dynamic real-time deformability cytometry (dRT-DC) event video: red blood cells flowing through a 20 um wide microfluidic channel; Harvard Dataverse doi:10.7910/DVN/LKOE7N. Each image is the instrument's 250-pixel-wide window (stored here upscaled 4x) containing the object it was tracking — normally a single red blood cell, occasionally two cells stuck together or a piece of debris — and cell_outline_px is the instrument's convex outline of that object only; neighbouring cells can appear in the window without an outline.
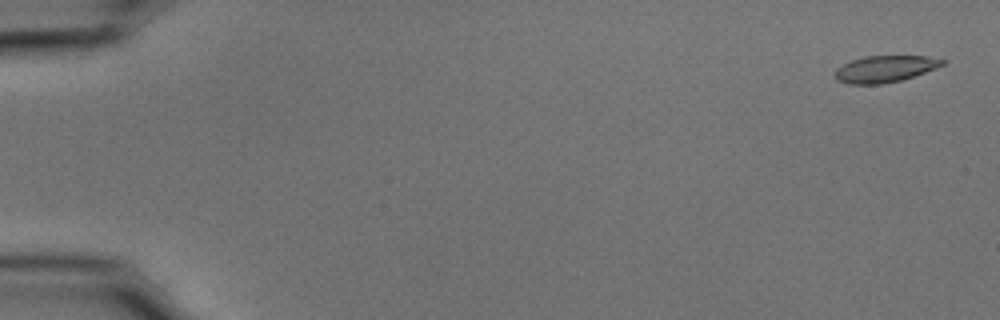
{"species": "common noctule bat (a hibernating species)", "species_latin": "Nyctalus noctula", "temperature_condition": "cold", "stored_images_in_passage": 55, "camera_frame_rate_fps": 3000, "um_per_image_px": 0.085, "animal": {"sex": "male", "body_mass_g": 15.6}, "frame": {"image": 1, "passage_image": 2, "time_ms": 0.333, "image_size_px": [1000, 320], "cell_outline_px": [[944, 64], [936, 68], [900, 80], [880, 84], [848, 84], [836, 80], [836, 68], [852, 60], [864, 56], [928, 56], [944, 60]], "centroid_in_image_um": [75.19, 5.85], "position_along_channel_um": 9.8, "area_um2": 16.42}}
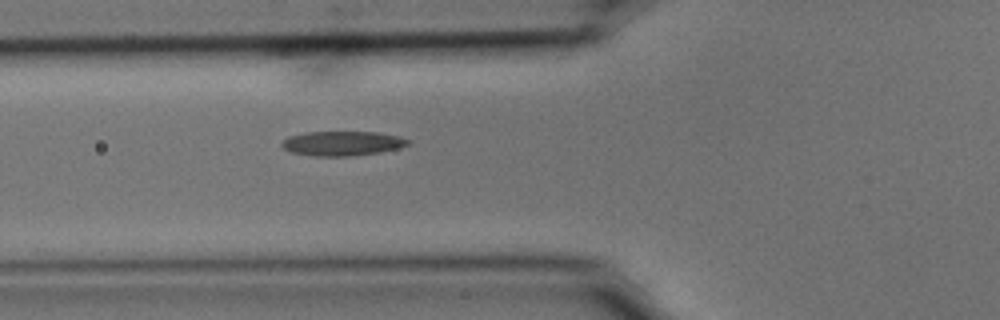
{"frame": {"image": 2, "passage_image": 21, "time_ms": 6.667, "image_size_px": [1000, 320], "cell_outline_px": [[412, 140], [408, 144], [396, 148], [380, 152], [352, 156], [312, 156], [292, 152], [284, 148], [280, 144], [288, 136], [304, 132], [376, 132], [400, 136]], "centroid_in_image_um": [29.09, 12.18], "position_along_channel_um": 96.7, "area_um2": 18.03}}
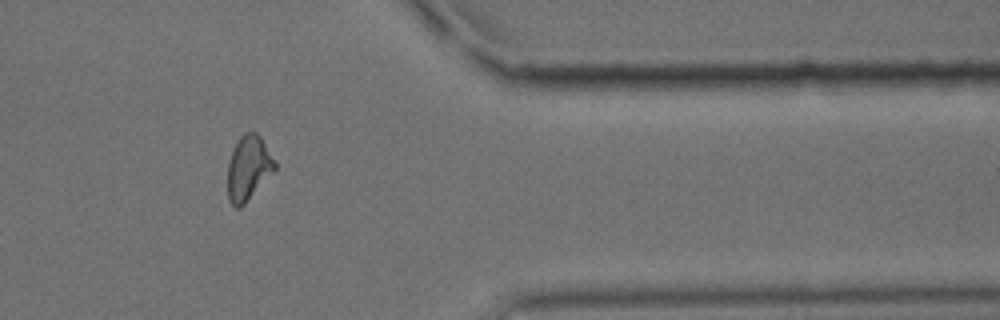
{"frame": {"image": 3, "passage_image": 46, "time_ms": 15.0, "image_size_px": [1000, 320], "cell_outline_px": [[276, 168], [244, 204], [240, 208], [236, 208], [228, 200], [228, 160], [240, 136], [244, 132], [256, 132], [260, 136], [276, 160]], "centroid_in_image_um": [21.11, 14.26], "position_along_channel_um": 390.3, "area_um2": 17.63}, "authors_computed_cell_mechanics": {"area_um2": 17.629, "velocity_mm_per_s": 3.6933, "shape_relaxation_time_tau1_ms": 10.9529, "shape_relaxation_time_tau2_ms": 5.3087, "deformation_change_tau1": 0.2315, "deformation_change_tau2": 0.1325}}